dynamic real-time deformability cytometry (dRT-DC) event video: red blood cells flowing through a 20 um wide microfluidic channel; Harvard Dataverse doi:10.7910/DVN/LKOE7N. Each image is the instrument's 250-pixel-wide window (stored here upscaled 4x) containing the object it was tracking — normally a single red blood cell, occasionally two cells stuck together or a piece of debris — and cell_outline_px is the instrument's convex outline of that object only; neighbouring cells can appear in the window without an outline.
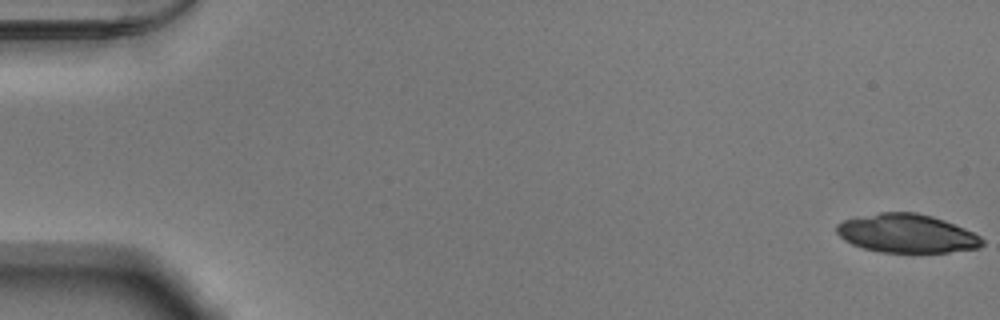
{"species": "Egyptian fruit bat (a non-hibernating species)", "species_latin": "Rousettus aegyptiacus", "temperature_condition": "warm", "stored_images_in_passage": 15, "camera_frame_rate_fps": 3000, "um_per_image_px": 0.085, "animal": {"sex": "male"}, "frame": {"image": 1, "passage_image": 1, "time_ms": 0.0, "image_size_px": [1000, 320], "cell_outline_px": [[984, 244], [980, 248], [948, 252], [880, 252], [864, 248], [852, 244], [844, 240], [836, 232], [836, 224], [844, 220], [880, 212], [916, 212], [932, 216], [944, 220], [964, 228], [980, 236], [984, 240]], "centroid_in_image_um": [77.09, 19.84], "position_along_channel_um": 7.9, "area_um2": 32.71}}